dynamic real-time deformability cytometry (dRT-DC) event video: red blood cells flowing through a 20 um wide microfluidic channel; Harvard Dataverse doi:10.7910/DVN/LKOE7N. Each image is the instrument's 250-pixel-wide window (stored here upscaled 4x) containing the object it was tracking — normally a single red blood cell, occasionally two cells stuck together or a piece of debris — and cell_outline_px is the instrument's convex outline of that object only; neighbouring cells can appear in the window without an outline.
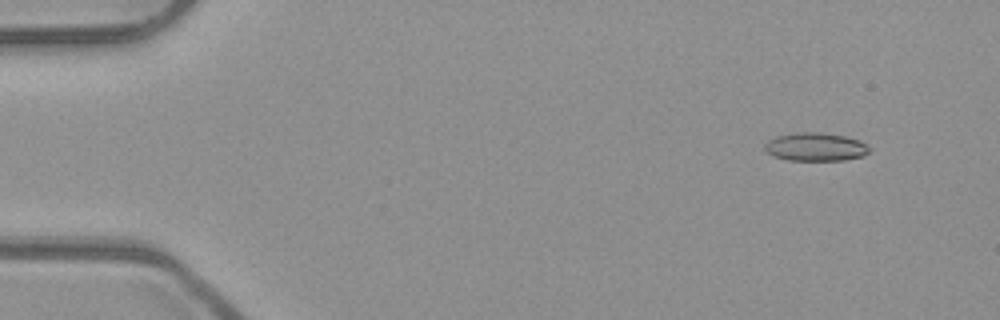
{"species": "common noctule bat (a hibernating species)", "species_latin": "Nyctalus noctula", "temperature_condition": "room temperature", "stored_images_in_passage": 49, "camera_frame_rate_fps": 3000, "um_per_image_px": 0.085, "animal": {"sex": "male", "body_mass_g": 23.1, "forearm_length_mm": 52.7}, "frame": {"image": 1, "passage_image": 1, "time_ms": 0.0, "image_size_px": [1000, 320], "cell_outline_px": [[872, 148], [864, 156], [844, 160], [788, 160], [772, 156], [764, 148], [764, 144], [768, 140], [776, 136], [796, 132], [820, 132], [844, 136], [860, 140], [868, 144]], "centroid_in_image_um": [69.34, 12.48], "position_along_channel_um": 15.7, "area_um2": 17.46}}
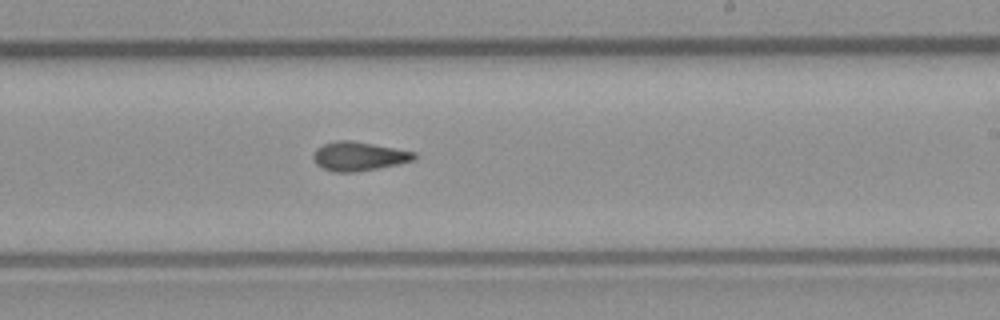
{"frame": {"image": 2, "passage_image": 28, "time_ms": 9.0, "image_size_px": [1000, 320], "cell_outline_px": [[416, 160], [356, 172], [332, 172], [320, 168], [316, 164], [312, 156], [316, 148], [324, 144], [336, 140], [352, 140], [416, 152]], "centroid_in_image_um": [30.46, 13.28], "position_along_channel_um": 258.5, "area_um2": 17.11}}
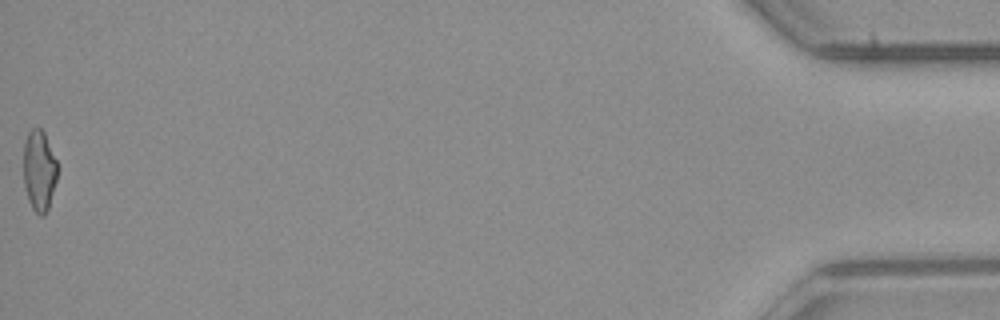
{"frame": {"image": 3, "passage_image": 49, "time_ms": 16.0, "image_size_px": [1000, 320], "cell_outline_px": [[56, 180], [48, 208], [44, 216], [40, 216], [32, 208], [28, 200], [24, 184], [24, 144], [28, 132], [32, 128], [40, 128], [44, 132], [56, 160]], "centroid_in_image_um": [3.31, 14.5], "position_along_channel_um": 431.9, "area_um2": 15.72}, "authors_computed_cell_mechanics": {"area_um2": 16.6464, "velocity_mm_per_s": 3.9685, "shape_relaxation_time_tau1_ms": null, "shape_relaxation_time_tau2_ms": 4.3318, "deformation_change_tau1": null, "deformation_change_tau2": 0.1175}}